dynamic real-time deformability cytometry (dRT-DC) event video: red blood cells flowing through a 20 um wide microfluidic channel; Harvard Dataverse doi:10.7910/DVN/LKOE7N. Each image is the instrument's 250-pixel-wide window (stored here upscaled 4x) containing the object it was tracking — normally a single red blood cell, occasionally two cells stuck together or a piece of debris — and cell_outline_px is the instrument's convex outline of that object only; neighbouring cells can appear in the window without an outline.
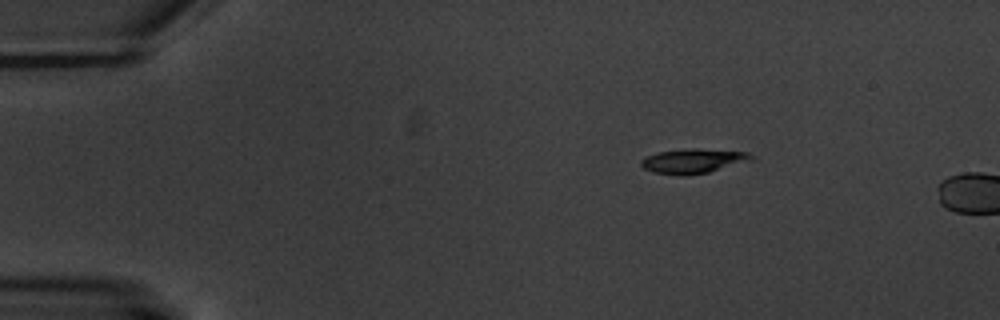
{"species": "common noctule bat (a hibernating species)", "species_latin": "Nyctalus noctula", "temperature_condition": "warm", "stored_images_in_passage": 5, "camera_frame_rate_fps": 3000, "um_per_image_px": 0.085, "animal": {"sex": "male", "body_mass_g": 20.1, "forearm_length_mm": 53.5}, "frame": {"image": 1, "passage_image": 5, "time_ms": 5.667, "image_size_px": [1000, 320], "cell_outline_px": [[756, 160], [708, 172], [684, 176], [656, 172], [644, 168], [640, 164], [640, 160], [656, 152], [684, 148], [696, 148], [748, 152], [756, 156]], "centroid_in_image_um": [58.99, 13.67], "position_along_channel_um": 26.0, "area_um2": 16.01}}